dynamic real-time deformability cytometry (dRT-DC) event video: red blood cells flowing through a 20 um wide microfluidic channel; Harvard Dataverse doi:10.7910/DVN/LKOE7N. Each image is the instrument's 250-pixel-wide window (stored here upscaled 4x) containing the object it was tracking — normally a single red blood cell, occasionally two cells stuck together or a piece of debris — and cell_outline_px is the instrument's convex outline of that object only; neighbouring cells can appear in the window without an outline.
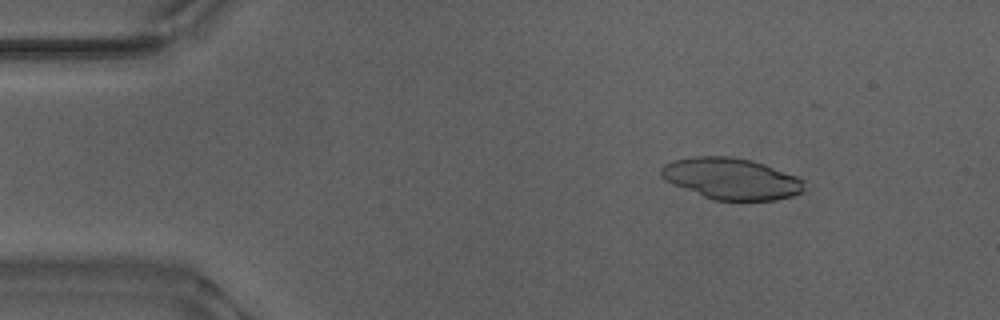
{"species": "Egyptian fruit bat (a non-hibernating species)", "species_latin": "Rousettus aegyptiacus", "temperature_condition": "warm", "stored_images_in_passage": 24, "camera_frame_rate_fps": 3000, "um_per_image_px": 0.085, "animal": {"sex": "male"}, "frame": {"image": 1, "passage_image": 7, "time_ms": 2.0, "image_size_px": [1000, 320], "cell_outline_px": [[804, 192], [792, 196], [776, 200], [712, 200], [664, 180], [660, 176], [660, 168], [664, 164], [672, 160], [692, 156], [732, 156], [752, 160], [764, 164], [796, 176], [804, 180]], "centroid_in_image_um": [62.14, 15.18], "position_along_channel_um": 22.9, "area_um2": 34.68}}